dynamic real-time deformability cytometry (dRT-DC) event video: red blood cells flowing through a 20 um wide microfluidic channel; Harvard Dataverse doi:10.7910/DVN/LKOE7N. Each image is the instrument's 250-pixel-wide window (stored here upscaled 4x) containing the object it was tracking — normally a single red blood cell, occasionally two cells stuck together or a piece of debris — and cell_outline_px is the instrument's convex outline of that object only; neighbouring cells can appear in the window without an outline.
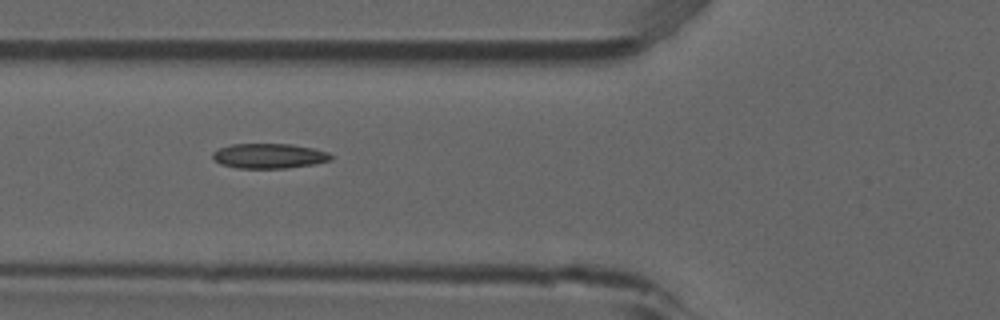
{"species": "common noctule bat (a hibernating species)", "species_latin": "Nyctalus noctula", "temperature_condition": "room temperature", "stored_images_in_passage": 4, "camera_frame_rate_fps": 3000, "um_per_image_px": 0.085, "animal": {"sex": "male", "forearm_length_mm": 52.5}, "frame": {"image": 1, "passage_image": 2, "time_ms": 0.333, "image_size_px": [1000, 320], "cell_outline_px": [[332, 160], [316, 164], [288, 168], [236, 168], [220, 164], [212, 156], [212, 152], [220, 148], [232, 144], [292, 144], [312, 148], [328, 152], [332, 156]], "centroid_in_image_um": [22.89, 13.26], "position_along_channel_um": 102.9, "area_um2": 17.22}}
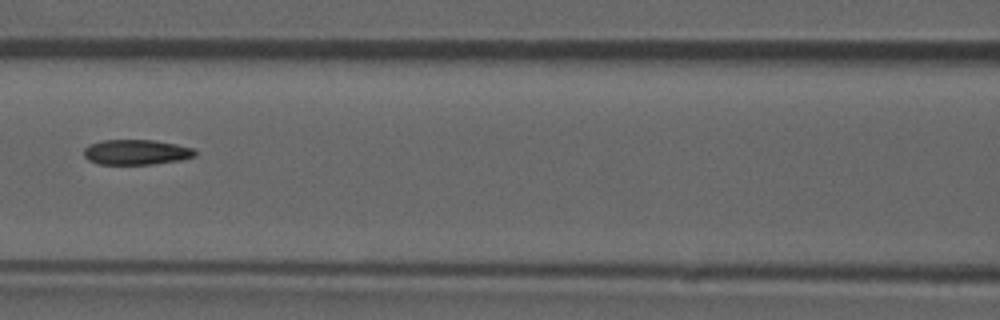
{"frame": {"image": 2, "passage_image": 3, "time_ms": 0.667, "image_size_px": [1000, 320], "cell_outline_px": [[196, 156], [180, 160], [152, 164], [96, 164], [88, 160], [84, 156], [84, 148], [88, 144], [104, 140], [152, 140], [176, 144], [196, 148]], "centroid_in_image_um": [11.58, 12.93], "position_along_channel_um": 155.0, "area_um2": 16.42}}